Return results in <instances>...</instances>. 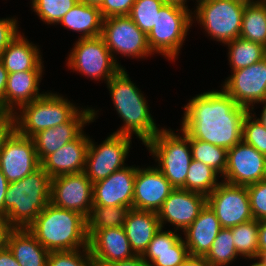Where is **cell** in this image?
Wrapping results in <instances>:
<instances>
[{"label":"cell","mask_w":266,"mask_h":266,"mask_svg":"<svg viewBox=\"0 0 266 266\" xmlns=\"http://www.w3.org/2000/svg\"><path fill=\"white\" fill-rule=\"evenodd\" d=\"M84 132L41 162V167L51 179L61 175L84 172L90 140Z\"/></svg>","instance_id":"44dd1931"},{"label":"cell","mask_w":266,"mask_h":266,"mask_svg":"<svg viewBox=\"0 0 266 266\" xmlns=\"http://www.w3.org/2000/svg\"><path fill=\"white\" fill-rule=\"evenodd\" d=\"M176 134L172 129L161 130L145 146L155 161L157 168L175 189L185 190V178L192 158L189 136L180 130Z\"/></svg>","instance_id":"5b68a950"},{"label":"cell","mask_w":266,"mask_h":266,"mask_svg":"<svg viewBox=\"0 0 266 266\" xmlns=\"http://www.w3.org/2000/svg\"><path fill=\"white\" fill-rule=\"evenodd\" d=\"M67 57V67L87 78L106 83L122 68L115 61L101 36L78 38Z\"/></svg>","instance_id":"9c48e42d"},{"label":"cell","mask_w":266,"mask_h":266,"mask_svg":"<svg viewBox=\"0 0 266 266\" xmlns=\"http://www.w3.org/2000/svg\"><path fill=\"white\" fill-rule=\"evenodd\" d=\"M11 229L5 218L0 216V250L6 246L7 235Z\"/></svg>","instance_id":"f907efd6"},{"label":"cell","mask_w":266,"mask_h":266,"mask_svg":"<svg viewBox=\"0 0 266 266\" xmlns=\"http://www.w3.org/2000/svg\"><path fill=\"white\" fill-rule=\"evenodd\" d=\"M9 182L0 169V216L4 217V201Z\"/></svg>","instance_id":"681fc988"},{"label":"cell","mask_w":266,"mask_h":266,"mask_svg":"<svg viewBox=\"0 0 266 266\" xmlns=\"http://www.w3.org/2000/svg\"><path fill=\"white\" fill-rule=\"evenodd\" d=\"M161 225L157 212L131 208L123 229L135 255L142 256Z\"/></svg>","instance_id":"484cf974"},{"label":"cell","mask_w":266,"mask_h":266,"mask_svg":"<svg viewBox=\"0 0 266 266\" xmlns=\"http://www.w3.org/2000/svg\"><path fill=\"white\" fill-rule=\"evenodd\" d=\"M24 36L19 33L0 55V60L9 74L22 71H44L38 45L29 42Z\"/></svg>","instance_id":"4316f807"},{"label":"cell","mask_w":266,"mask_h":266,"mask_svg":"<svg viewBox=\"0 0 266 266\" xmlns=\"http://www.w3.org/2000/svg\"><path fill=\"white\" fill-rule=\"evenodd\" d=\"M131 139L127 135L112 133L101 144L96 145L90 138L84 172L92 183L105 179L126 166Z\"/></svg>","instance_id":"8fae6325"},{"label":"cell","mask_w":266,"mask_h":266,"mask_svg":"<svg viewBox=\"0 0 266 266\" xmlns=\"http://www.w3.org/2000/svg\"><path fill=\"white\" fill-rule=\"evenodd\" d=\"M27 229L49 252L88 248L86 218L51 202Z\"/></svg>","instance_id":"3957f363"},{"label":"cell","mask_w":266,"mask_h":266,"mask_svg":"<svg viewBox=\"0 0 266 266\" xmlns=\"http://www.w3.org/2000/svg\"><path fill=\"white\" fill-rule=\"evenodd\" d=\"M6 246L20 266H47L49 251L27 228H12L8 232Z\"/></svg>","instance_id":"83f0119b"},{"label":"cell","mask_w":266,"mask_h":266,"mask_svg":"<svg viewBox=\"0 0 266 266\" xmlns=\"http://www.w3.org/2000/svg\"><path fill=\"white\" fill-rule=\"evenodd\" d=\"M101 37L117 63L114 53L140 59L153 54L147 35L128 15L104 18Z\"/></svg>","instance_id":"30bf717a"},{"label":"cell","mask_w":266,"mask_h":266,"mask_svg":"<svg viewBox=\"0 0 266 266\" xmlns=\"http://www.w3.org/2000/svg\"><path fill=\"white\" fill-rule=\"evenodd\" d=\"M16 18L0 19V55L9 43L20 33Z\"/></svg>","instance_id":"7bdbcfd3"},{"label":"cell","mask_w":266,"mask_h":266,"mask_svg":"<svg viewBox=\"0 0 266 266\" xmlns=\"http://www.w3.org/2000/svg\"><path fill=\"white\" fill-rule=\"evenodd\" d=\"M207 205L216 213L222 228L253 220L246 186L222 181L208 196Z\"/></svg>","instance_id":"7c38bea8"},{"label":"cell","mask_w":266,"mask_h":266,"mask_svg":"<svg viewBox=\"0 0 266 266\" xmlns=\"http://www.w3.org/2000/svg\"><path fill=\"white\" fill-rule=\"evenodd\" d=\"M202 1H206V0H196V4H198V3H200V2H202Z\"/></svg>","instance_id":"91938a15"},{"label":"cell","mask_w":266,"mask_h":266,"mask_svg":"<svg viewBox=\"0 0 266 266\" xmlns=\"http://www.w3.org/2000/svg\"><path fill=\"white\" fill-rule=\"evenodd\" d=\"M258 259L264 266H266V253L258 254L257 260Z\"/></svg>","instance_id":"9f6ffc18"},{"label":"cell","mask_w":266,"mask_h":266,"mask_svg":"<svg viewBox=\"0 0 266 266\" xmlns=\"http://www.w3.org/2000/svg\"><path fill=\"white\" fill-rule=\"evenodd\" d=\"M130 208L126 206L93 205L86 218L88 239L99 230L123 227Z\"/></svg>","instance_id":"4dcf8cb0"},{"label":"cell","mask_w":266,"mask_h":266,"mask_svg":"<svg viewBox=\"0 0 266 266\" xmlns=\"http://www.w3.org/2000/svg\"><path fill=\"white\" fill-rule=\"evenodd\" d=\"M181 129L189 139L230 149L242 141V124L249 112L223 89L192 97L184 107Z\"/></svg>","instance_id":"6da1fadb"},{"label":"cell","mask_w":266,"mask_h":266,"mask_svg":"<svg viewBox=\"0 0 266 266\" xmlns=\"http://www.w3.org/2000/svg\"><path fill=\"white\" fill-rule=\"evenodd\" d=\"M8 72L0 60V112H3L4 93L6 90Z\"/></svg>","instance_id":"c3c4849f"},{"label":"cell","mask_w":266,"mask_h":266,"mask_svg":"<svg viewBox=\"0 0 266 266\" xmlns=\"http://www.w3.org/2000/svg\"><path fill=\"white\" fill-rule=\"evenodd\" d=\"M136 0H104L99 7L103 18L129 15Z\"/></svg>","instance_id":"b9f144b4"},{"label":"cell","mask_w":266,"mask_h":266,"mask_svg":"<svg viewBox=\"0 0 266 266\" xmlns=\"http://www.w3.org/2000/svg\"><path fill=\"white\" fill-rule=\"evenodd\" d=\"M245 4L241 0L202 1L196 4L192 19L203 26L211 39L225 45L239 37Z\"/></svg>","instance_id":"ba28073f"},{"label":"cell","mask_w":266,"mask_h":266,"mask_svg":"<svg viewBox=\"0 0 266 266\" xmlns=\"http://www.w3.org/2000/svg\"><path fill=\"white\" fill-rule=\"evenodd\" d=\"M225 79L222 89L238 105L252 112L254 104L266 99V57L251 66L231 71Z\"/></svg>","instance_id":"5bb4252c"},{"label":"cell","mask_w":266,"mask_h":266,"mask_svg":"<svg viewBox=\"0 0 266 266\" xmlns=\"http://www.w3.org/2000/svg\"><path fill=\"white\" fill-rule=\"evenodd\" d=\"M192 11L165 4L157 13L156 25L147 34L151 52L175 61L193 24Z\"/></svg>","instance_id":"52a82bcc"},{"label":"cell","mask_w":266,"mask_h":266,"mask_svg":"<svg viewBox=\"0 0 266 266\" xmlns=\"http://www.w3.org/2000/svg\"><path fill=\"white\" fill-rule=\"evenodd\" d=\"M258 231L259 220L256 219L231 227L233 243L240 257L257 260Z\"/></svg>","instance_id":"836d02e7"},{"label":"cell","mask_w":266,"mask_h":266,"mask_svg":"<svg viewBox=\"0 0 266 266\" xmlns=\"http://www.w3.org/2000/svg\"><path fill=\"white\" fill-rule=\"evenodd\" d=\"M264 104L263 105V109H262V113H261V116L260 118H257L255 113L253 114L252 112H250L256 119L259 123H261L263 125L264 128H266V99L264 101H261L259 102V104Z\"/></svg>","instance_id":"f5cc1de1"},{"label":"cell","mask_w":266,"mask_h":266,"mask_svg":"<svg viewBox=\"0 0 266 266\" xmlns=\"http://www.w3.org/2000/svg\"><path fill=\"white\" fill-rule=\"evenodd\" d=\"M42 73L43 71H22L8 74L3 113L14 114L23 105L42 97L46 93V91L39 92Z\"/></svg>","instance_id":"cb8c5ba5"},{"label":"cell","mask_w":266,"mask_h":266,"mask_svg":"<svg viewBox=\"0 0 266 266\" xmlns=\"http://www.w3.org/2000/svg\"><path fill=\"white\" fill-rule=\"evenodd\" d=\"M226 183L248 186L266 180V156L243 141L227 151Z\"/></svg>","instance_id":"2e32d148"},{"label":"cell","mask_w":266,"mask_h":266,"mask_svg":"<svg viewBox=\"0 0 266 266\" xmlns=\"http://www.w3.org/2000/svg\"><path fill=\"white\" fill-rule=\"evenodd\" d=\"M192 158L212 167L221 177L227 166V149L198 139H189Z\"/></svg>","instance_id":"e575fe53"},{"label":"cell","mask_w":266,"mask_h":266,"mask_svg":"<svg viewBox=\"0 0 266 266\" xmlns=\"http://www.w3.org/2000/svg\"><path fill=\"white\" fill-rule=\"evenodd\" d=\"M32 10L46 24H58L79 0H31Z\"/></svg>","instance_id":"8d00e7d4"},{"label":"cell","mask_w":266,"mask_h":266,"mask_svg":"<svg viewBox=\"0 0 266 266\" xmlns=\"http://www.w3.org/2000/svg\"><path fill=\"white\" fill-rule=\"evenodd\" d=\"M50 202L87 218L93 206V183L85 172L54 177L51 179Z\"/></svg>","instance_id":"4fadbf2b"},{"label":"cell","mask_w":266,"mask_h":266,"mask_svg":"<svg viewBox=\"0 0 266 266\" xmlns=\"http://www.w3.org/2000/svg\"><path fill=\"white\" fill-rule=\"evenodd\" d=\"M242 141L266 156V128L250 112L243 120Z\"/></svg>","instance_id":"ab89813d"},{"label":"cell","mask_w":266,"mask_h":266,"mask_svg":"<svg viewBox=\"0 0 266 266\" xmlns=\"http://www.w3.org/2000/svg\"><path fill=\"white\" fill-rule=\"evenodd\" d=\"M97 112L90 107L81 108L68 122L34 134L31 138L40 163L48 155L76 139L83 132L84 125L96 120Z\"/></svg>","instance_id":"e0dca14e"},{"label":"cell","mask_w":266,"mask_h":266,"mask_svg":"<svg viewBox=\"0 0 266 266\" xmlns=\"http://www.w3.org/2000/svg\"><path fill=\"white\" fill-rule=\"evenodd\" d=\"M175 188L157 167H137L133 209L158 212Z\"/></svg>","instance_id":"ac0fdd59"},{"label":"cell","mask_w":266,"mask_h":266,"mask_svg":"<svg viewBox=\"0 0 266 266\" xmlns=\"http://www.w3.org/2000/svg\"><path fill=\"white\" fill-rule=\"evenodd\" d=\"M0 266H20L7 246L0 250Z\"/></svg>","instance_id":"bcb514c9"},{"label":"cell","mask_w":266,"mask_h":266,"mask_svg":"<svg viewBox=\"0 0 266 266\" xmlns=\"http://www.w3.org/2000/svg\"><path fill=\"white\" fill-rule=\"evenodd\" d=\"M103 17L99 7L79 1L59 21L66 29L80 32L79 38H93L101 36Z\"/></svg>","instance_id":"f1b7e54d"},{"label":"cell","mask_w":266,"mask_h":266,"mask_svg":"<svg viewBox=\"0 0 266 266\" xmlns=\"http://www.w3.org/2000/svg\"><path fill=\"white\" fill-rule=\"evenodd\" d=\"M176 232V233H175ZM190 256L189 250L177 230H160L150 241L142 258L150 266H179Z\"/></svg>","instance_id":"7402d4cb"},{"label":"cell","mask_w":266,"mask_h":266,"mask_svg":"<svg viewBox=\"0 0 266 266\" xmlns=\"http://www.w3.org/2000/svg\"><path fill=\"white\" fill-rule=\"evenodd\" d=\"M205 195L184 189H174L157 212L161 228L170 223L182 232L198 217L206 206Z\"/></svg>","instance_id":"d6986e66"},{"label":"cell","mask_w":266,"mask_h":266,"mask_svg":"<svg viewBox=\"0 0 266 266\" xmlns=\"http://www.w3.org/2000/svg\"><path fill=\"white\" fill-rule=\"evenodd\" d=\"M79 110V106L57 92H46L14 113L15 129L21 135L32 137L41 130L68 122Z\"/></svg>","instance_id":"8992f818"},{"label":"cell","mask_w":266,"mask_h":266,"mask_svg":"<svg viewBox=\"0 0 266 266\" xmlns=\"http://www.w3.org/2000/svg\"><path fill=\"white\" fill-rule=\"evenodd\" d=\"M225 45H228V60L232 71L251 66L266 57V47L240 37Z\"/></svg>","instance_id":"1f68e13d"},{"label":"cell","mask_w":266,"mask_h":266,"mask_svg":"<svg viewBox=\"0 0 266 266\" xmlns=\"http://www.w3.org/2000/svg\"><path fill=\"white\" fill-rule=\"evenodd\" d=\"M136 166H125L93 183V205L133 208Z\"/></svg>","instance_id":"ffe728a7"},{"label":"cell","mask_w":266,"mask_h":266,"mask_svg":"<svg viewBox=\"0 0 266 266\" xmlns=\"http://www.w3.org/2000/svg\"><path fill=\"white\" fill-rule=\"evenodd\" d=\"M250 266H264L259 260L255 263L253 262Z\"/></svg>","instance_id":"6f0895ef"},{"label":"cell","mask_w":266,"mask_h":266,"mask_svg":"<svg viewBox=\"0 0 266 266\" xmlns=\"http://www.w3.org/2000/svg\"><path fill=\"white\" fill-rule=\"evenodd\" d=\"M239 37L266 47V3L245 4Z\"/></svg>","instance_id":"f546056e"},{"label":"cell","mask_w":266,"mask_h":266,"mask_svg":"<svg viewBox=\"0 0 266 266\" xmlns=\"http://www.w3.org/2000/svg\"><path fill=\"white\" fill-rule=\"evenodd\" d=\"M247 187L252 216L256 220L266 218V180L250 184Z\"/></svg>","instance_id":"60d3db41"},{"label":"cell","mask_w":266,"mask_h":266,"mask_svg":"<svg viewBox=\"0 0 266 266\" xmlns=\"http://www.w3.org/2000/svg\"><path fill=\"white\" fill-rule=\"evenodd\" d=\"M238 256L231 228H222L204 257L211 266H227L235 259L237 260Z\"/></svg>","instance_id":"d590c367"},{"label":"cell","mask_w":266,"mask_h":266,"mask_svg":"<svg viewBox=\"0 0 266 266\" xmlns=\"http://www.w3.org/2000/svg\"><path fill=\"white\" fill-rule=\"evenodd\" d=\"M88 248L94 263H112L136 256L123 227L96 231L88 239Z\"/></svg>","instance_id":"603a6c76"},{"label":"cell","mask_w":266,"mask_h":266,"mask_svg":"<svg viewBox=\"0 0 266 266\" xmlns=\"http://www.w3.org/2000/svg\"><path fill=\"white\" fill-rule=\"evenodd\" d=\"M164 5L163 0H136L128 16L147 35L156 25L157 13Z\"/></svg>","instance_id":"74e56055"},{"label":"cell","mask_w":266,"mask_h":266,"mask_svg":"<svg viewBox=\"0 0 266 266\" xmlns=\"http://www.w3.org/2000/svg\"><path fill=\"white\" fill-rule=\"evenodd\" d=\"M106 84L114 108L124 123L113 133L130 137L135 134L145 145L161 130L158 128L159 125L156 126V122L150 114L146 97L131 81L125 68H122Z\"/></svg>","instance_id":"7a4b0ae2"},{"label":"cell","mask_w":266,"mask_h":266,"mask_svg":"<svg viewBox=\"0 0 266 266\" xmlns=\"http://www.w3.org/2000/svg\"><path fill=\"white\" fill-rule=\"evenodd\" d=\"M259 2L266 3V0H259Z\"/></svg>","instance_id":"94428289"},{"label":"cell","mask_w":266,"mask_h":266,"mask_svg":"<svg viewBox=\"0 0 266 266\" xmlns=\"http://www.w3.org/2000/svg\"><path fill=\"white\" fill-rule=\"evenodd\" d=\"M179 266H211L204 256H189L187 260Z\"/></svg>","instance_id":"816d5d0a"},{"label":"cell","mask_w":266,"mask_h":266,"mask_svg":"<svg viewBox=\"0 0 266 266\" xmlns=\"http://www.w3.org/2000/svg\"><path fill=\"white\" fill-rule=\"evenodd\" d=\"M245 3H256V2H259V0H241Z\"/></svg>","instance_id":"680465c9"},{"label":"cell","mask_w":266,"mask_h":266,"mask_svg":"<svg viewBox=\"0 0 266 266\" xmlns=\"http://www.w3.org/2000/svg\"><path fill=\"white\" fill-rule=\"evenodd\" d=\"M221 229L216 213L206 204L198 217L183 231L189 254L205 256Z\"/></svg>","instance_id":"d4e9b609"},{"label":"cell","mask_w":266,"mask_h":266,"mask_svg":"<svg viewBox=\"0 0 266 266\" xmlns=\"http://www.w3.org/2000/svg\"><path fill=\"white\" fill-rule=\"evenodd\" d=\"M79 1L82 3H86L88 5L100 7L104 0H79Z\"/></svg>","instance_id":"11a10c76"},{"label":"cell","mask_w":266,"mask_h":266,"mask_svg":"<svg viewBox=\"0 0 266 266\" xmlns=\"http://www.w3.org/2000/svg\"><path fill=\"white\" fill-rule=\"evenodd\" d=\"M51 177L40 166L31 174L9 183L4 218L11 228H28L50 203Z\"/></svg>","instance_id":"277c9868"},{"label":"cell","mask_w":266,"mask_h":266,"mask_svg":"<svg viewBox=\"0 0 266 266\" xmlns=\"http://www.w3.org/2000/svg\"><path fill=\"white\" fill-rule=\"evenodd\" d=\"M218 175L212 167L193 159L185 178V190L207 197L221 183Z\"/></svg>","instance_id":"d6a6232c"},{"label":"cell","mask_w":266,"mask_h":266,"mask_svg":"<svg viewBox=\"0 0 266 266\" xmlns=\"http://www.w3.org/2000/svg\"><path fill=\"white\" fill-rule=\"evenodd\" d=\"M15 130L14 114L0 112V152L6 139Z\"/></svg>","instance_id":"ee69618b"},{"label":"cell","mask_w":266,"mask_h":266,"mask_svg":"<svg viewBox=\"0 0 266 266\" xmlns=\"http://www.w3.org/2000/svg\"><path fill=\"white\" fill-rule=\"evenodd\" d=\"M41 166L33 139L16 129L0 152V169L9 183L23 179Z\"/></svg>","instance_id":"9a60e30c"},{"label":"cell","mask_w":266,"mask_h":266,"mask_svg":"<svg viewBox=\"0 0 266 266\" xmlns=\"http://www.w3.org/2000/svg\"><path fill=\"white\" fill-rule=\"evenodd\" d=\"M47 266H94L89 248L49 252Z\"/></svg>","instance_id":"f35d334b"},{"label":"cell","mask_w":266,"mask_h":266,"mask_svg":"<svg viewBox=\"0 0 266 266\" xmlns=\"http://www.w3.org/2000/svg\"><path fill=\"white\" fill-rule=\"evenodd\" d=\"M163 1L165 4L175 5L189 10L187 6V0H163Z\"/></svg>","instance_id":"db71d44e"},{"label":"cell","mask_w":266,"mask_h":266,"mask_svg":"<svg viewBox=\"0 0 266 266\" xmlns=\"http://www.w3.org/2000/svg\"><path fill=\"white\" fill-rule=\"evenodd\" d=\"M94 266H150L140 255L112 263H94Z\"/></svg>","instance_id":"f6af8a7d"},{"label":"cell","mask_w":266,"mask_h":266,"mask_svg":"<svg viewBox=\"0 0 266 266\" xmlns=\"http://www.w3.org/2000/svg\"><path fill=\"white\" fill-rule=\"evenodd\" d=\"M266 253V218L259 220L258 254Z\"/></svg>","instance_id":"7dc6e473"}]
</instances>
